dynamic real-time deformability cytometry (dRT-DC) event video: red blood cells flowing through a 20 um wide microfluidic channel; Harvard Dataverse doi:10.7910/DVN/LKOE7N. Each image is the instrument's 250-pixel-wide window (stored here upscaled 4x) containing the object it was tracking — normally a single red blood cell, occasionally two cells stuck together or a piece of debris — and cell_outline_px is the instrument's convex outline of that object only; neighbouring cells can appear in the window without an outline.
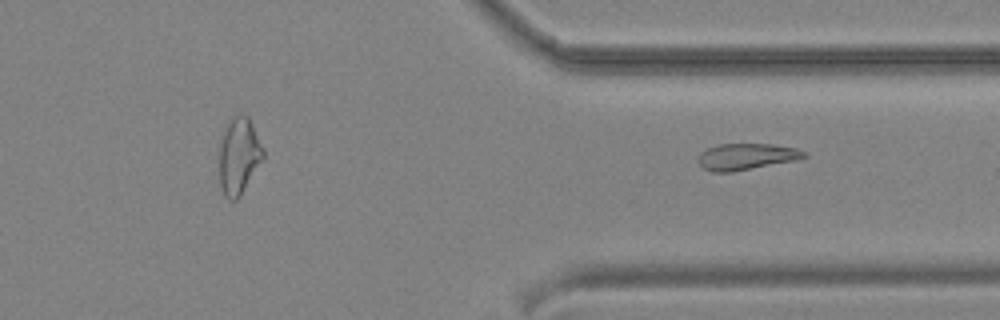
{"species": "common noctule bat (a hibernating species)", "species_latin": "Nyctalus noctula", "temperature_condition": "cold", "stored_images_in_passage": 28, "segment_of_instrument_passage": [2, 2], "camera_frame_rate_fps": 3000, "um_per_image_px": 0.085, "animal": {"sex": "male", "body_mass_g": 19.2, "forearm_length_mm": 51.8}, "frame": {"image": 1, "passage_image": 28, "time_ms": 9.0, "image_size_px": [1000, 320], "cell_outline_px": [[808, 156], [796, 160], [732, 172], [712, 172], [704, 168], [700, 164], [700, 152], [708, 148], [720, 144], [768, 144], [796, 148], [808, 152]], "centroid_in_image_um": [63.48, 13.31], "position_along_channel_um": 347.9, "area_um2": 16.13}}